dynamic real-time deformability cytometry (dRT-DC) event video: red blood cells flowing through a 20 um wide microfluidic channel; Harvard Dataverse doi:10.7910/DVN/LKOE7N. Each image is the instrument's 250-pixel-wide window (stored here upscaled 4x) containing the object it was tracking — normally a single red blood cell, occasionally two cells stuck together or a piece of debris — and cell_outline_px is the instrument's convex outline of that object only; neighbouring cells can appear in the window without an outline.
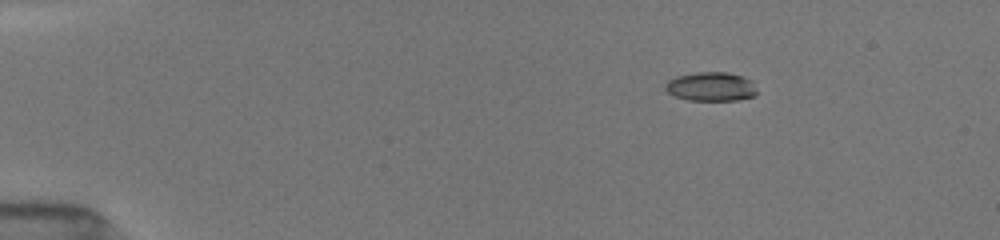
{"species": "common noctule bat (a hibernating species)", "species_latin": "Nyctalus noctula", "temperature_condition": "room temperature", "stored_images_in_passage": 16, "camera_frame_rate_fps": 3000, "um_per_image_px": 0.085, "animal": {"sex": "female", "body_mass_g": 19.5, "forearm_length_mm": 54.1}, "frame": {"image": 1, "passage_image": 3, "time_ms": 2.0, "image_size_px": [1000, 240], "cell_outline_px": [[756, 92], [752, 96], [736, 100], [688, 100], [676, 96], [668, 92], [664, 88], [664, 84], [668, 80], [676, 76], [696, 72], [728, 72], [744, 76], [752, 80]], "centroid_in_image_um": [60.41, 7.34], "position_along_channel_um": 24.6, "area_um2": 15.49}}